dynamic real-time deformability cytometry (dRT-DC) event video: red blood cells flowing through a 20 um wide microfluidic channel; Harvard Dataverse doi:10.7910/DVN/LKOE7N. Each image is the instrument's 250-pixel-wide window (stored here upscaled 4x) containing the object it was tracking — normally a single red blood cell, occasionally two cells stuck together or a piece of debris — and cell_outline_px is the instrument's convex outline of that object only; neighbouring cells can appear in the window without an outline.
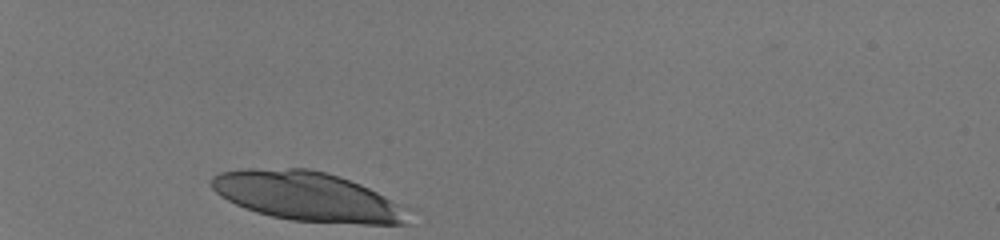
{"species": "human", "species_latin": "Homo sapiens", "temperature_condition": "room temperature", "stored_images_in_passage": 7, "camera_frame_rate_fps": 3000, "um_per_image_px": 0.085, "donor": {"sex": "male"}, "frame": {"image": 1, "passage_image": 1, "time_ms": 0.0, "image_size_px": [1000, 240], "cell_outline_px": [[408, 224], [364, 224], [292, 220], [272, 216], [256, 212], [244, 208], [220, 196], [212, 188], [212, 176], [220, 172], [248, 168], [308, 168], [324, 172], [360, 184], [376, 192], [396, 204]], "centroid_in_image_um": [25.97, 16.68], "position_along_channel_um": 59.0, "area_um2": 55.14}}